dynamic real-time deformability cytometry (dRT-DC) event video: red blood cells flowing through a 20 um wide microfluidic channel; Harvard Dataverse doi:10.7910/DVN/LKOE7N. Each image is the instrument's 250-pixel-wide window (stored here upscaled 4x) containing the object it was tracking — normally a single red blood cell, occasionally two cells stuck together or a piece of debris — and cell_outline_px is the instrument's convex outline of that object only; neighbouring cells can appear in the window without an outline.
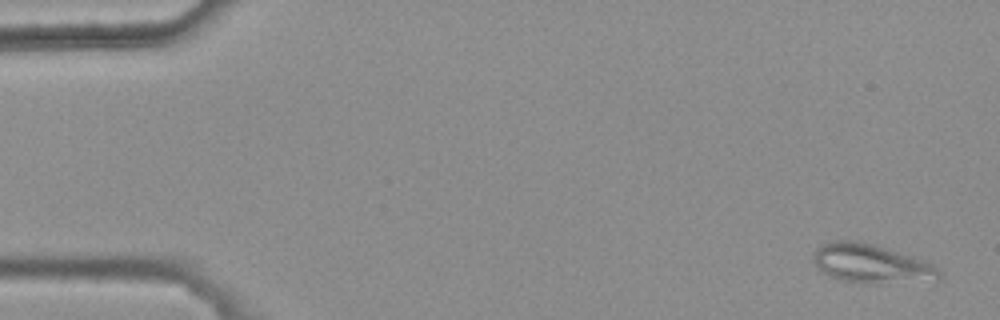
{"species": "common noctule bat (a hibernating species)", "species_latin": "Nyctalus noctula", "temperature_condition": "warm", "stored_images_in_passage": 6, "camera_frame_rate_fps": 3000, "um_per_image_px": 0.085, "animal": {"sex": "female", "body_mass_g": 25.1}, "frame": {"image": 1, "passage_image": 1, "time_ms": 0.0, "image_size_px": [1000, 320], "cell_outline_px": [[940, 280], [880, 284], [872, 284], [840, 280], [824, 272], [812, 260], [816, 248], [832, 240], [860, 240], [932, 264], [940, 272]], "centroid_in_image_um": [74.04, 22.43], "position_along_channel_um": 11.0, "area_um2": 28.15}}